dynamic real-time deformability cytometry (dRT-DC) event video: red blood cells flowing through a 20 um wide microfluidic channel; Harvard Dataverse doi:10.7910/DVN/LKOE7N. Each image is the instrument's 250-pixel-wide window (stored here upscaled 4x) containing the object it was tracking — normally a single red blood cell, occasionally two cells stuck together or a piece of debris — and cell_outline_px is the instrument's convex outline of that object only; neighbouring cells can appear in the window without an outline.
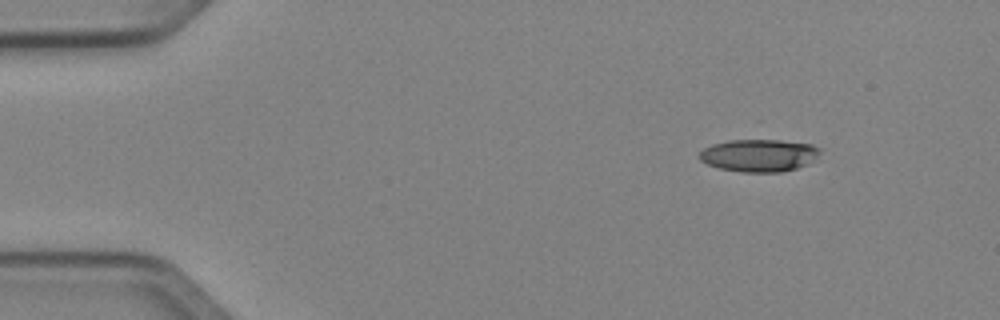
{"species": "Egyptian fruit bat (a non-hibernating species)", "species_latin": "Rousettus aegyptiacus", "temperature_condition": "cold", "stored_images_in_passage": 45, "camera_frame_rate_fps": 3000, "um_per_image_px": 0.085, "animal": {"sex": "female"}, "frame": {"image": 1, "passage_image": 1, "time_ms": 0.0, "image_size_px": [1000, 320], "cell_outline_px": [[820, 152], [816, 156], [804, 164], [796, 168], [780, 172], [740, 172], [720, 168], [708, 164], [700, 160], [696, 156], [704, 148], [712, 144], [728, 140], [780, 140], [812, 144], [820, 148]], "centroid_in_image_um": [64.46, 13.2], "position_along_channel_um": 20.5, "area_um2": 22.66}}
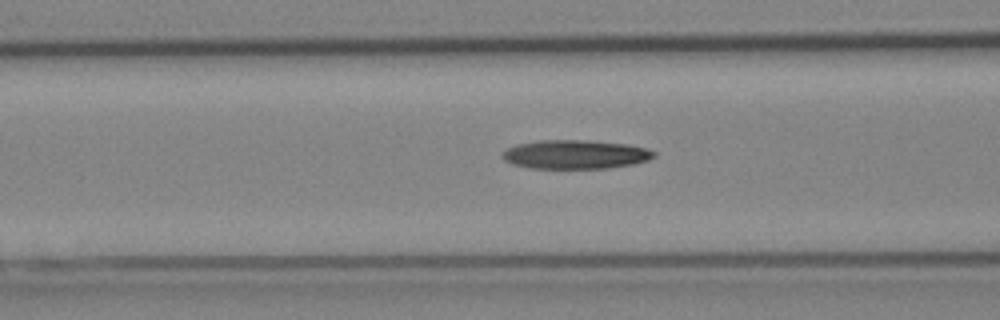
{"frame": {"image": 2, "passage_image": 15, "time_ms": 4.667, "image_size_px": [1000, 320], "cell_outline_px": [[656, 156], [648, 160], [632, 164], [608, 168], [532, 168], [512, 164], [504, 160], [500, 156], [508, 148], [516, 144], [536, 140], [588, 140], [628, 144], [648, 148], [656, 152]], "centroid_in_image_um": [48.91, 13.12], "position_along_channel_um": 117.7, "area_um2": 25.66}}
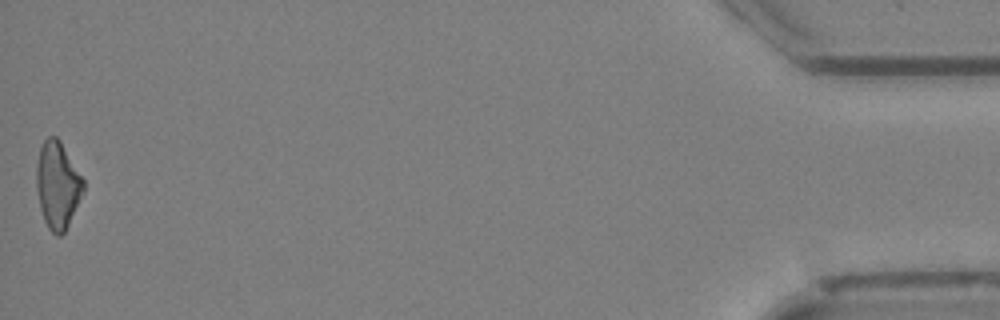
{"frame": {"image": 3, "passage_image": 45, "time_ms": 14.667, "image_size_px": [1000, 320], "cell_outline_px": [[84, 192], [64, 232], [60, 236], [56, 236], [48, 228], [44, 220], [40, 208], [36, 188], [36, 164], [40, 148], [44, 140], [48, 136], [56, 136], [60, 140], [84, 180]], "centroid_in_image_um": [4.88, 15.73], "position_along_channel_um": 430.3, "area_um2": 23.76}, "authors_computed_cell_mechanics": {"area_um2": 24.4494, "velocity_mm_per_s": 4.0703, "shape_relaxation_time_tau1_ms": 4.587, "shape_relaxation_time_tau2_ms": null, "deformation_change_tau1": 0.1719, "deformation_change_tau2": null}}